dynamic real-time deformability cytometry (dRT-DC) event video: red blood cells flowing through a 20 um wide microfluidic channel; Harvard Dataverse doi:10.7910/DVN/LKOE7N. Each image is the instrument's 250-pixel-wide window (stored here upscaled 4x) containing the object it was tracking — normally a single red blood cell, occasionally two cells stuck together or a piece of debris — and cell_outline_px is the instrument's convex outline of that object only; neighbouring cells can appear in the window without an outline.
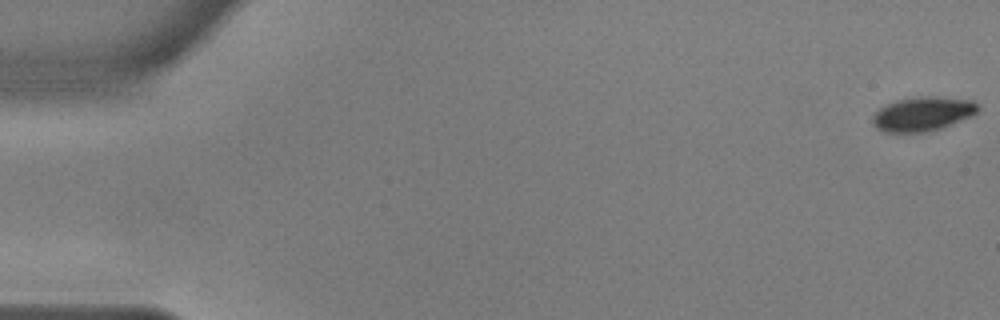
{"species": "common noctule bat (a hibernating species)", "species_latin": "Nyctalus noctula", "temperature_condition": "warm", "stored_images_in_passage": 12, "camera_frame_rate_fps": 3000, "um_per_image_px": 0.085, "animal": {"sex": "male", "body_mass_g": 17.9, "forearm_length_mm": 54.2}, "frame": {"image": 1, "passage_image": 1, "time_ms": 0.0, "image_size_px": [1000, 320], "cell_outline_px": [[980, 108], [972, 116], [940, 128], [928, 132], [884, 132], [876, 128], [872, 124], [872, 116], [880, 108], [888, 104], [900, 100], [924, 96], [932, 96], [972, 100]], "centroid_in_image_um": [78.42, 9.69], "position_along_channel_um": 6.6, "area_um2": 20.75}}